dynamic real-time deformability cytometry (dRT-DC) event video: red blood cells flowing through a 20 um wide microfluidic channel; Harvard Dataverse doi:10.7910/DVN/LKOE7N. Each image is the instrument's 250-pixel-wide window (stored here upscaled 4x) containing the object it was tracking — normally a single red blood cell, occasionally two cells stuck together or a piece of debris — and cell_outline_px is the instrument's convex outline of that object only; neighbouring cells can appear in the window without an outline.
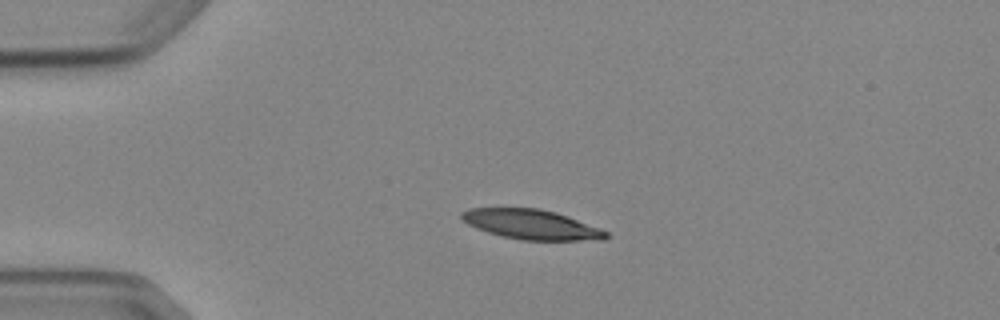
{"species": "Egyptian fruit bat (a non-hibernating species)", "species_latin": "Rousettus aegyptiacus", "temperature_condition": "cold", "stored_images_in_passage": 3, "camera_frame_rate_fps": 3000, "um_per_image_px": 0.085, "animal": {"sex": "female"}, "frame": {"image": 1, "passage_image": 1, "time_ms": 0.0, "image_size_px": [1000, 320], "cell_outline_px": [[608, 236], [604, 240], [520, 240], [488, 232], [476, 228], [468, 224], [460, 216], [460, 212], [468, 208], [540, 208], [556, 212], [568, 216], [600, 228], [608, 232]], "centroid_in_image_um": [45.17, 19.07], "position_along_channel_um": 39.8, "area_um2": 25.03}}
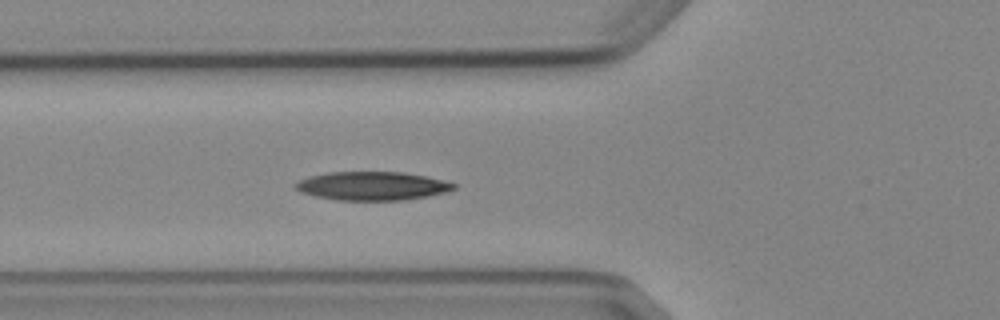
{"frame": {"image": 2, "passage_image": 3, "time_ms": 2.333, "image_size_px": [1000, 320], "cell_outline_px": [[456, 188], [448, 192], [428, 196], [404, 200], [336, 200], [316, 196], [300, 192], [292, 188], [292, 184], [308, 176], [328, 172], [404, 172], [424, 176], [456, 184]], "centroid_in_image_um": [31.58, 15.81], "position_along_channel_um": 94.2, "area_um2": 26.47}}